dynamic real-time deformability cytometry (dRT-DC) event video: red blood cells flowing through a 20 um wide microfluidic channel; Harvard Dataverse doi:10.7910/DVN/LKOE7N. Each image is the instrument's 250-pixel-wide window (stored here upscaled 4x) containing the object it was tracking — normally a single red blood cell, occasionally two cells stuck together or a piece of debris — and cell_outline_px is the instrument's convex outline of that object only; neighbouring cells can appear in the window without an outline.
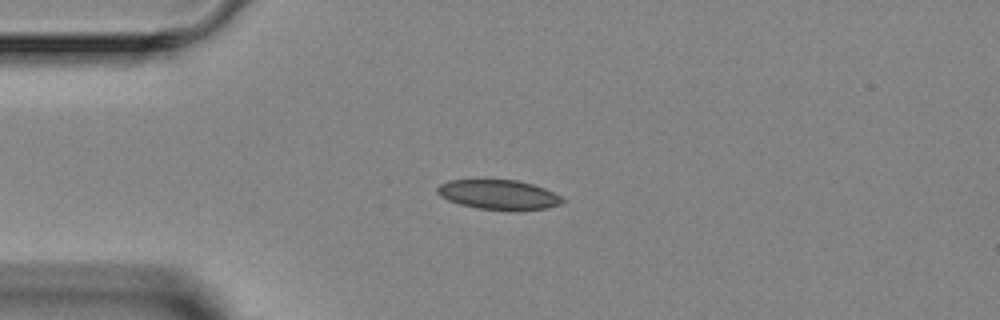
{"species": "Egyptian fruit bat (a non-hibernating species)", "species_latin": "Rousettus aegyptiacus", "temperature_condition": "room temperature", "stored_images_in_passage": 5, "camera_frame_rate_fps": 3000, "um_per_image_px": 0.085, "animal": {"sex": "female"}, "frame": {"image": 1, "passage_image": 3, "time_ms": 2.333, "image_size_px": [1000, 320], "cell_outline_px": [[564, 200], [560, 204], [548, 208], [516, 212], [508, 212], [480, 208], [460, 204], [448, 200], [440, 196], [436, 192], [436, 188], [440, 184], [448, 180], [516, 180], [532, 184], [544, 188], [560, 196]], "centroid_in_image_um": [42.39, 16.57], "position_along_channel_um": 42.6, "area_um2": 21.91}}
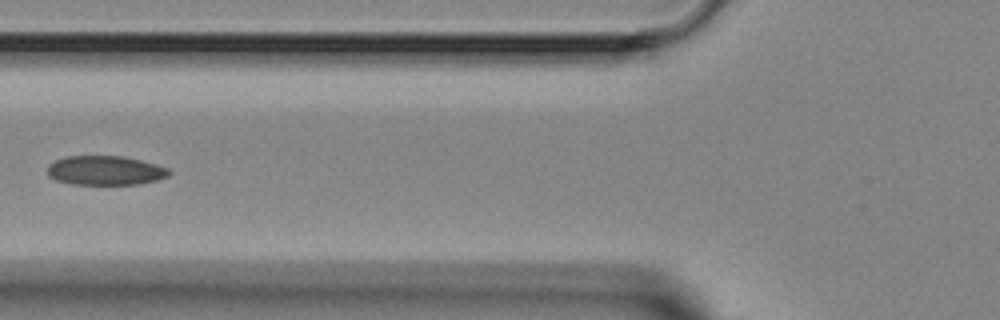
{"frame": {"image": 2, "passage_image": 5, "time_ms": 4.667, "image_size_px": [1000, 320], "cell_outline_px": [[172, 172], [168, 176], [156, 180], [140, 184], [72, 184], [56, 180], [48, 176], [48, 164], [56, 160], [68, 156], [124, 156], [156, 164], [168, 168]], "centroid_in_image_um": [8.96, 14.49], "position_along_channel_um": 116.8, "area_um2": 20.75}}